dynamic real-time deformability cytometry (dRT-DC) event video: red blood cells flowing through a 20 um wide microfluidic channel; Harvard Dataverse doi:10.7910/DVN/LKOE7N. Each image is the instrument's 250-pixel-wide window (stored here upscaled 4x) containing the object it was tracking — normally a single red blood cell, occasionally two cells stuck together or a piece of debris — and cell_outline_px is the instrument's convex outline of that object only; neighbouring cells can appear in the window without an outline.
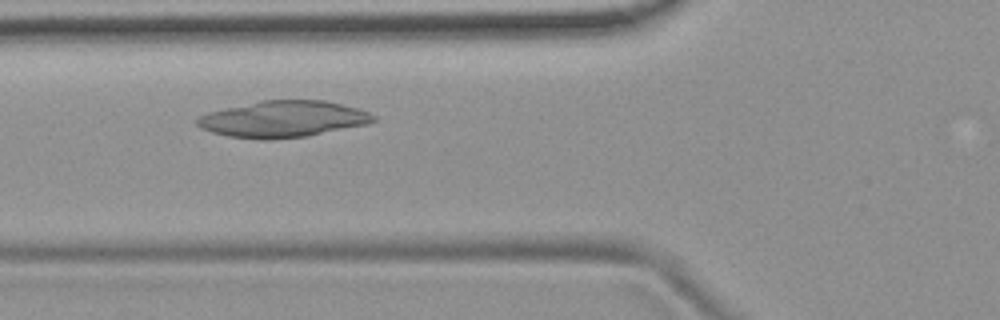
{"species": "common noctule bat (a hibernating species)", "species_latin": "Nyctalus noctula", "temperature_condition": "room temperature", "stored_images_in_passage": 45, "camera_frame_rate_fps": 3000, "um_per_image_px": 0.085, "animal": {"sex": "female", "body_mass_g": 19.9}, "frame": {"image": 1, "passage_image": 12, "time_ms": 3.667, "image_size_px": [1000, 320], "cell_outline_px": [[376, 120], [368, 124], [308, 136], [272, 140], [260, 140], [228, 136], [212, 132], [200, 128], [196, 124], [196, 120], [200, 116], [208, 112], [260, 100], [324, 100], [356, 108], [368, 112], [376, 116]], "centroid_in_image_um": [24.05, 10.13], "position_along_channel_um": 101.7, "area_um2": 37.51}}
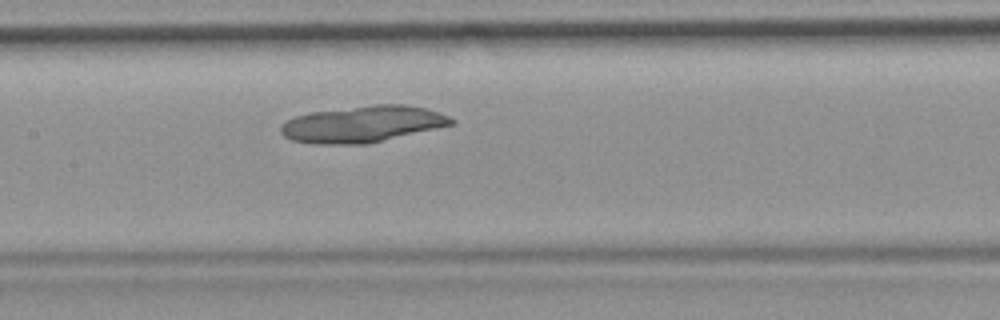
{"frame": {"image": 2, "passage_image": 18, "time_ms": 5.667, "image_size_px": [1000, 320], "cell_outline_px": [[456, 120], [452, 124], [436, 128], [364, 144], [312, 144], [292, 140], [284, 136], [280, 132], [280, 124], [296, 116], [312, 112], [372, 104], [408, 104], [428, 108], [440, 112]], "centroid_in_image_um": [30.81, 10.53], "position_along_channel_um": 176.6, "area_um2": 36.13}}
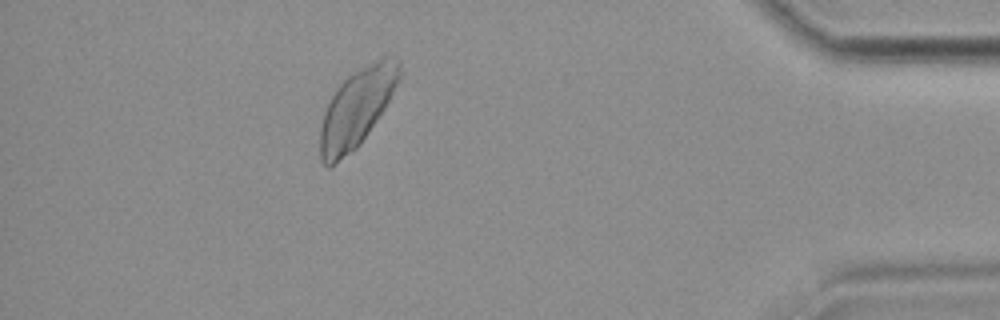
{"frame": {"image": 3, "passage_image": 40, "time_ms": 13.0, "image_size_px": [1000, 320], "cell_outline_px": [[404, 72], [400, 80], [384, 108], [360, 144], [356, 148], [328, 168], [320, 160], [320, 128], [324, 112], [336, 88], [348, 76], [376, 60], [384, 56], [396, 56], [400, 60]], "centroid_in_image_um": [30.36, 9.14], "position_along_channel_um": 404.8, "area_um2": 35.78}}